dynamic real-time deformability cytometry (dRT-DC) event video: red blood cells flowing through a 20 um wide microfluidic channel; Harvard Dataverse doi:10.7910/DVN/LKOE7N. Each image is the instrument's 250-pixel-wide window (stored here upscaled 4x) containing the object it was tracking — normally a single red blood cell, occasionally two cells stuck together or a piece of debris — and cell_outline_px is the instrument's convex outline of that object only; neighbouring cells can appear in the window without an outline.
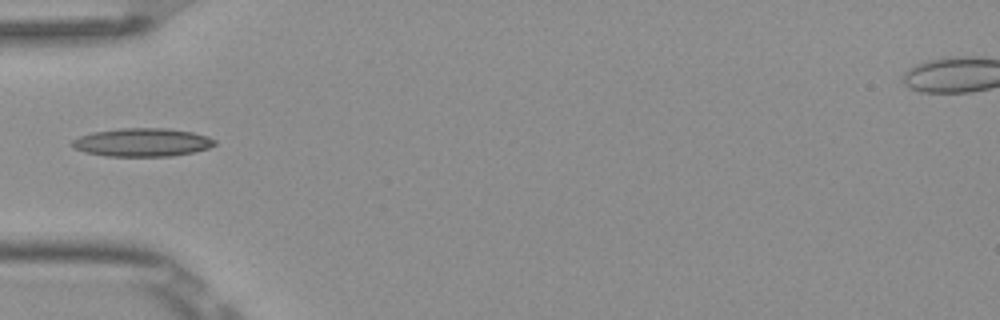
{"species": "Egyptian fruit bat (a non-hibernating species)", "species_latin": "Rousettus aegyptiacus", "temperature_condition": "room temperature", "stored_images_in_passage": 7, "camera_frame_rate_fps": 3000, "um_per_image_px": 0.085, "frame": {"image": 1, "passage_image": 6, "time_ms": 1.667, "image_size_px": [1000, 320], "cell_outline_px": [[216, 144], [208, 148], [192, 152], [172, 156], [108, 156], [84, 152], [72, 148], [72, 140], [80, 136], [92, 132], [120, 128], [168, 128], [192, 132], [208, 136], [216, 140]], "centroid_in_image_um": [12.08, 12.09], "position_along_channel_um": 72.9, "area_um2": 23.58}}
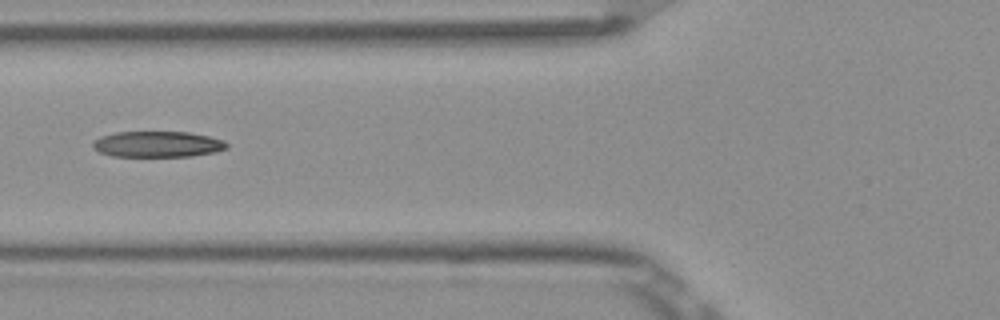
{"frame": {"image": 2, "passage_image": 7, "time_ms": 2.0, "image_size_px": [1000, 320], "cell_outline_px": [[228, 148], [216, 152], [192, 156], [112, 156], [100, 152], [92, 148], [92, 144], [100, 136], [116, 132], [188, 132], [208, 136], [224, 140], [228, 144]], "centroid_in_image_um": [13.41, 12.26], "position_along_channel_um": 112.4, "area_um2": 20.23}}